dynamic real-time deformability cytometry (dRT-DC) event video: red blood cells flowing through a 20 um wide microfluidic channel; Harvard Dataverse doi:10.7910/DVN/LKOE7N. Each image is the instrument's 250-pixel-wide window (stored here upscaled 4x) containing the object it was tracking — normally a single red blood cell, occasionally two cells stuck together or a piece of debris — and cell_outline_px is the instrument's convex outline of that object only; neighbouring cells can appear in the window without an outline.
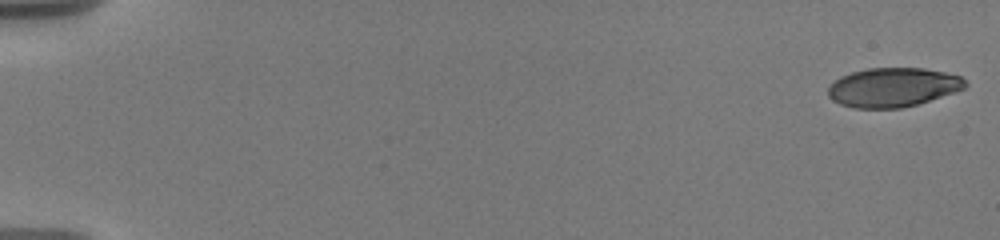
{"species": "human", "species_latin": "Homo sapiens", "temperature_condition": "warm", "stored_images_in_passage": 23, "camera_frame_rate_fps": 3000, "um_per_image_px": 0.085, "donor": {"sex": "male"}, "frame": {"image": 1, "passage_image": 1, "time_ms": 0.0, "image_size_px": [1000, 240], "cell_outline_px": [[968, 84], [964, 88], [956, 92], [916, 104], [900, 108], [856, 108], [840, 104], [832, 100], [828, 96], [828, 88], [840, 76], [852, 72], [868, 68], [924, 68], [944, 72], [960, 76]], "centroid_in_image_um": [75.9, 7.42], "position_along_channel_um": 9.1, "area_um2": 31.15}}
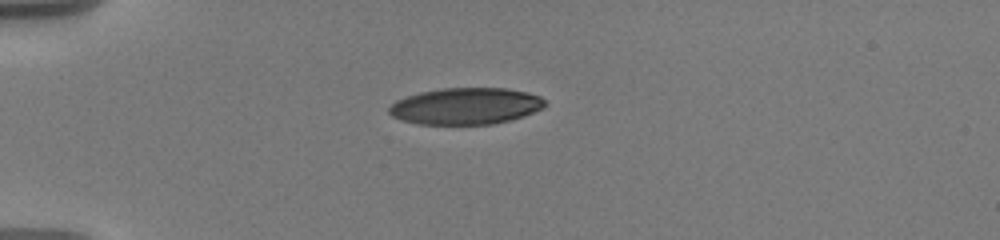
{"frame": {"image": 2, "passage_image": 18, "time_ms": 5.0, "image_size_px": [1000, 240], "cell_outline_px": [[548, 104], [544, 108], [524, 116], [492, 124], [416, 124], [400, 120], [392, 116], [388, 112], [388, 108], [396, 100], [420, 92], [440, 88], [508, 88], [528, 92], [540, 96]], "centroid_in_image_um": [39.6, 9.01], "position_along_channel_um": 45.4, "area_um2": 33.47}}
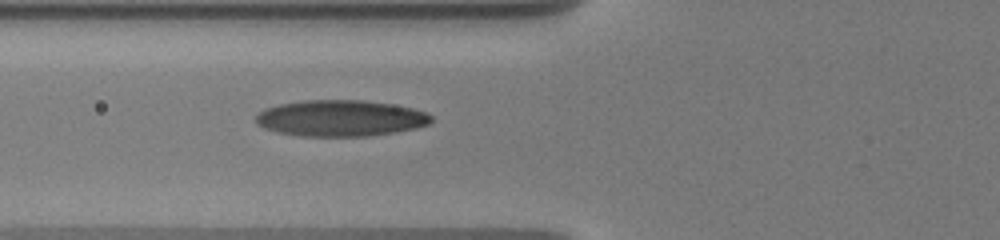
{"frame": {"image": 3, "passage_image": 23, "time_ms": 7.333, "image_size_px": [1000, 240], "cell_outline_px": [[432, 120], [428, 124], [416, 128], [396, 132], [368, 136], [304, 136], [280, 132], [264, 128], [256, 124], [252, 116], [264, 108], [280, 104], [304, 100], [364, 100], [412, 108], [428, 112], [432, 116]], "centroid_in_image_um": [28.91, 10.04], "position_along_channel_um": 96.9, "area_um2": 37.17}}